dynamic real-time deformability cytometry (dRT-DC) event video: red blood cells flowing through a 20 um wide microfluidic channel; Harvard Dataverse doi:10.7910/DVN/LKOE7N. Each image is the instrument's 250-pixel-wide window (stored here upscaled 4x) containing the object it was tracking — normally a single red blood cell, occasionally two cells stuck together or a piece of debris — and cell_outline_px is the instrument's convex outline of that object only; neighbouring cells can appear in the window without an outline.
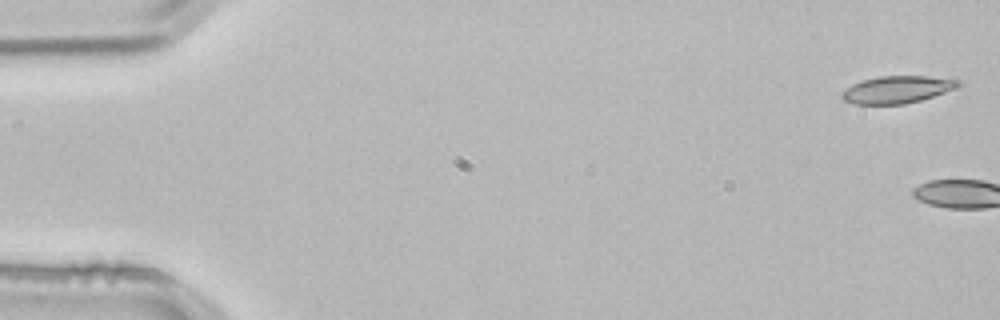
{"species": "common noctule bat (a hibernating species)", "species_latin": "Nyctalus noctula", "temperature_condition": "room temperature", "stored_images_in_passage": 4, "camera_frame_rate_fps": 3000, "um_per_image_px": 0.085, "animal": {"sex": "male", "body_mass_g": 21.5, "forearm_length_mm": 52.0}, "frame": {"image": 1, "passage_image": 1, "time_ms": 0.0, "image_size_px": [1000, 320], "cell_outline_px": [[960, 84], [956, 88], [920, 100], [904, 104], [856, 104], [844, 100], [840, 96], [840, 92], [852, 84], [864, 80], [880, 76], [928, 76], [960, 80]], "centroid_in_image_um": [76.22, 7.61], "position_along_channel_um": 8.8, "area_um2": 18.32}}